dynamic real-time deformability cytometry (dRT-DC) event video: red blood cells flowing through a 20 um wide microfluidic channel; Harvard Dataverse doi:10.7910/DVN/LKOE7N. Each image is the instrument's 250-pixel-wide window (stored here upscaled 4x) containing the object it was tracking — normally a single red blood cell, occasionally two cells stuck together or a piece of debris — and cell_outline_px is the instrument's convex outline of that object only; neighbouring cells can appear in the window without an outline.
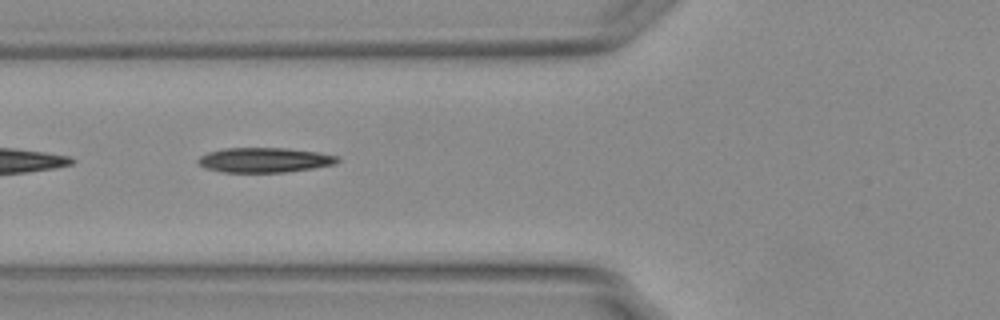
{"species": "Egyptian fruit bat (a non-hibernating species)", "species_latin": "Rousettus aegyptiacus", "temperature_condition": "warm", "stored_images_in_passage": 14, "camera_frame_rate_fps": 3000, "um_per_image_px": 0.085, "animal": {"sex": "female"}, "frame": {"image": 1, "passage_image": 5, "time_ms": 1.333, "image_size_px": [1000, 320], "cell_outline_px": [[340, 160], [336, 164], [312, 168], [284, 172], [224, 172], [204, 168], [196, 164], [196, 160], [200, 156], [208, 152], [224, 148], [288, 148], [320, 152], [340, 156]], "centroid_in_image_um": [22.48, 13.59], "position_along_channel_um": 103.3, "area_um2": 20.4}}